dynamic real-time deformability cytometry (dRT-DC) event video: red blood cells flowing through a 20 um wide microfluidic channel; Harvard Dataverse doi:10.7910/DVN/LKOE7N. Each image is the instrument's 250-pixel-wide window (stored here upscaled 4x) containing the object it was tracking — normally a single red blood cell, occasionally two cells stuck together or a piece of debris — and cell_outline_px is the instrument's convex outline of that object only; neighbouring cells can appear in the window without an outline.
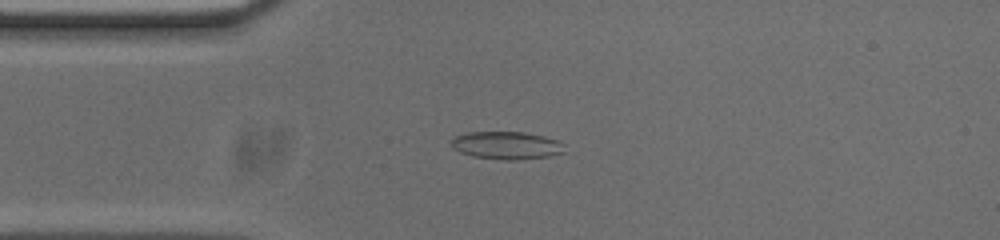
{"species": "common noctule bat (a hibernating species)", "species_latin": "Nyctalus noctula", "temperature_condition": "cold", "stored_images_in_passage": 53, "camera_frame_rate_fps": 3000, "um_per_image_px": 0.085, "animal": {"sex": "male", "body_mass_g": 20.0, "forearm_length_mm": 53.3}, "frame": {"image": 1, "passage_image": 12, "time_ms": 3.667, "image_size_px": [1000, 240], "cell_outline_px": [[564, 152], [548, 156], [516, 160], [504, 160], [472, 156], [460, 152], [452, 148], [452, 140], [456, 136], [468, 132], [524, 132], [544, 136], [556, 140], [564, 144]], "centroid_in_image_um": [43.06, 12.36], "position_along_channel_um": 41.9, "area_um2": 18.21}}
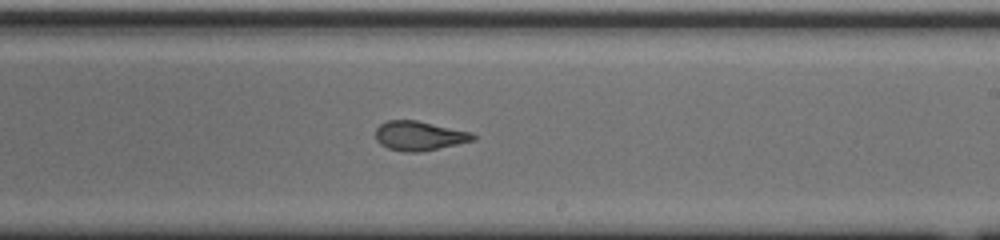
{"frame": {"image": 2, "passage_image": 30, "time_ms": 9.667, "image_size_px": [1000, 240], "cell_outline_px": [[476, 140], [420, 152], [404, 152], [388, 148], [380, 144], [376, 140], [376, 128], [380, 124], [388, 120], [416, 120], [472, 132], [476, 136]], "centroid_in_image_um": [35.64, 11.54], "position_along_channel_um": 253.4, "area_um2": 16.7}}
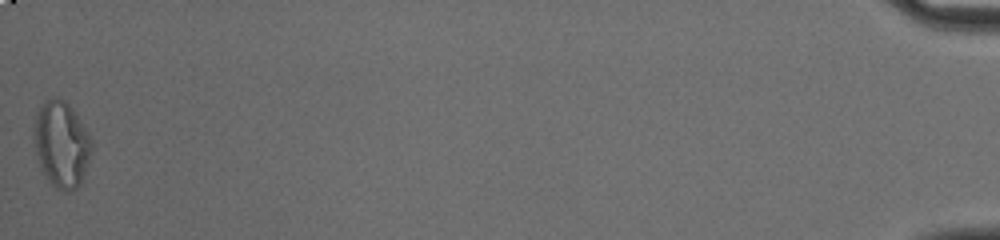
{"frame": {"image": 3, "passage_image": 53, "time_ms": 17.333, "image_size_px": [1000, 240], "cell_outline_px": [[92, 152], [88, 164], [80, 184], [76, 188], [68, 192], [64, 192], [56, 188], [44, 176], [40, 168], [32, 136], [36, 112], [44, 100], [56, 96], [64, 100], [72, 108], [88, 132], [92, 140]], "centroid_in_image_um": [5.21, 12.25], "position_along_channel_um": 430.0, "area_um2": 29.36}, "authors_computed_cell_mechanics": {"area_um2": 18.0914, "velocity_mm_per_s": 3.7499, "shape_relaxation_time_tau1_ms": null, "shape_relaxation_time_tau2_ms": 1.4213, "deformation_change_tau1": null, "deformation_change_tau2": 0.0846}}